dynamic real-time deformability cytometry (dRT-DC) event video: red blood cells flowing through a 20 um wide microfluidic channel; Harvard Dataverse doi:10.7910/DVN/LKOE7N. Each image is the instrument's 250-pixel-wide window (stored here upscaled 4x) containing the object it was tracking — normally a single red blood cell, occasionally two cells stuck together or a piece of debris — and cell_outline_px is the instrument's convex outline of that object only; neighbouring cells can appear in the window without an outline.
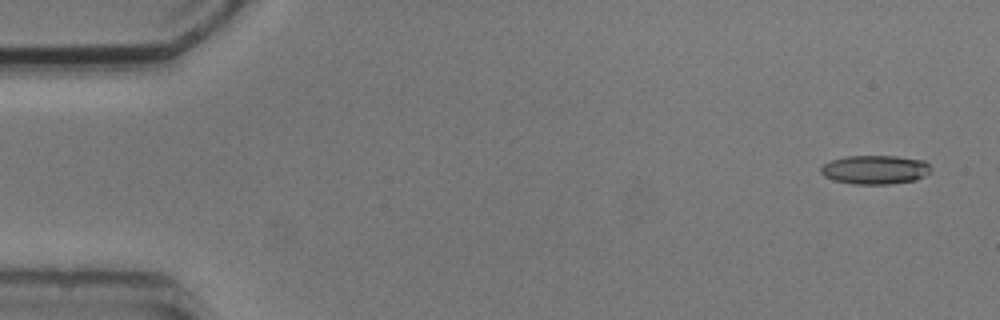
{"species": "common noctule bat (a hibernating species)", "species_latin": "Nyctalus noctula", "temperature_condition": "cold", "stored_images_in_passage": 6, "camera_frame_rate_fps": 3000, "um_per_image_px": 0.085, "animal": {"sex": "male", "body_mass_g": 20.5, "forearm_length_mm": 52.5}, "frame": {"image": 1, "passage_image": 1, "time_ms": 0.0, "image_size_px": [1000, 320], "cell_outline_px": [[932, 172], [916, 180], [892, 184], [852, 184], [832, 180], [824, 176], [820, 172], [820, 168], [824, 164], [832, 160], [844, 156], [896, 156], [924, 160], [932, 168]], "centroid_in_image_um": [74.4, 14.43], "position_along_channel_um": 10.6, "area_um2": 18.79}}
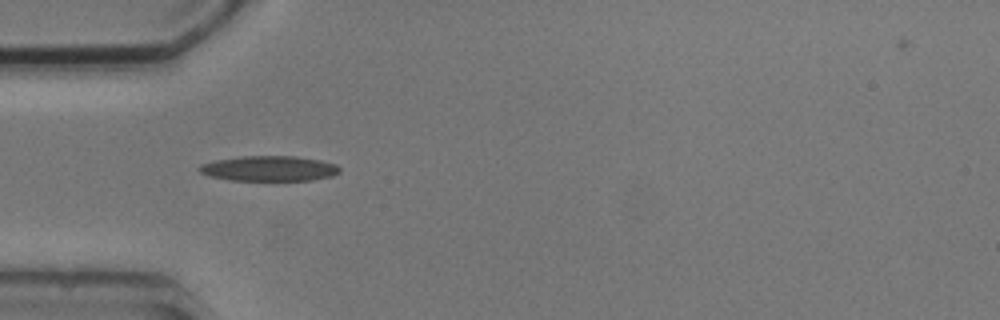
{"frame": {"image": 2, "passage_image": 5, "time_ms": 4.667, "image_size_px": [1000, 320], "cell_outline_px": [[340, 172], [332, 176], [312, 180], [228, 180], [208, 176], [200, 172], [196, 168], [200, 164], [216, 160], [240, 156], [296, 156], [320, 160], [336, 164], [340, 168]], "centroid_in_image_um": [22.85, 14.32], "position_along_channel_um": 62.1, "area_um2": 20.75}}